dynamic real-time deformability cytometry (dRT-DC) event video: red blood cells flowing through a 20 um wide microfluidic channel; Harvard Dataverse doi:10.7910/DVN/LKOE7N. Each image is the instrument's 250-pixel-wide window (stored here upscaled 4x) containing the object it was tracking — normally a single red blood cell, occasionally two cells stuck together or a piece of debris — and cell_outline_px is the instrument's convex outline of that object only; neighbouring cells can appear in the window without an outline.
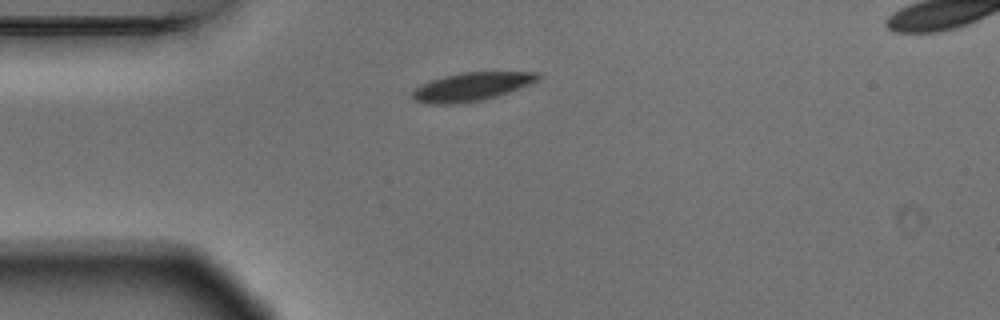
{"species": "Egyptian fruit bat (a non-hibernating species)", "species_latin": "Rousettus aegyptiacus", "temperature_condition": "warm", "stored_images_in_passage": 2, "camera_frame_rate_fps": 3000, "um_per_image_px": 0.085, "animal": {"sex": "male"}, "frame": {"image": 1, "passage_image": 1, "time_ms": 0.0, "image_size_px": [1000, 320], "cell_outline_px": [[540, 76], [536, 80], [528, 84], [508, 92], [484, 100], [456, 104], [428, 104], [412, 100], [408, 96], [420, 84], [444, 76], [460, 72], [540, 72]], "centroid_in_image_um": [39.99, 7.38], "position_along_channel_um": 45.0, "area_um2": 20.81}}